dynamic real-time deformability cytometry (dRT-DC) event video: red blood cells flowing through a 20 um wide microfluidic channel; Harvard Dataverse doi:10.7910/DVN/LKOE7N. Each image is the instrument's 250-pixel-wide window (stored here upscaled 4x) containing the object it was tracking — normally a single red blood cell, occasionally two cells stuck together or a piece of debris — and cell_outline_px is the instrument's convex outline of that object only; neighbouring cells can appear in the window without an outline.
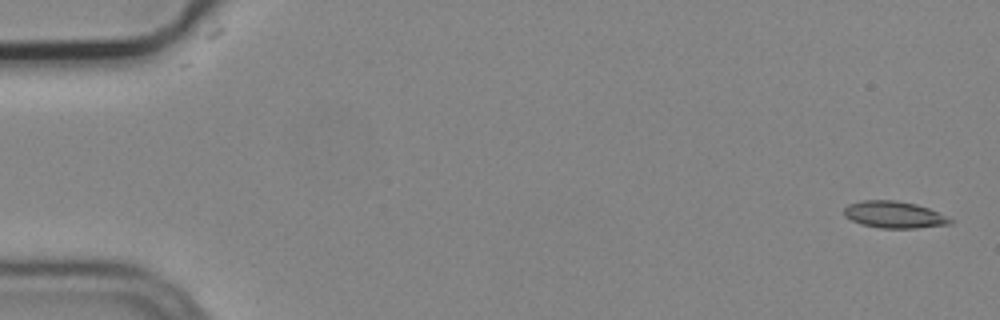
{"species": "common noctule bat (a hibernating species)", "species_latin": "Nyctalus noctula", "temperature_condition": "cold", "stored_images_in_passage": 5, "camera_frame_rate_fps": 3000, "um_per_image_px": 0.085, "animal": {"sex": "male", "body_mass_g": 19.2, "forearm_length_mm": 51.8}, "frame": {"image": 1, "passage_image": 1, "time_ms": 0.0, "image_size_px": [1000, 320], "cell_outline_px": [[956, 220], [952, 224], [916, 228], [880, 228], [860, 224], [844, 216], [844, 208], [848, 204], [860, 200], [896, 200], [916, 204], [928, 208]], "centroid_in_image_um": [76.01, 18.25], "position_along_channel_um": 9.0, "area_um2": 16.76}}
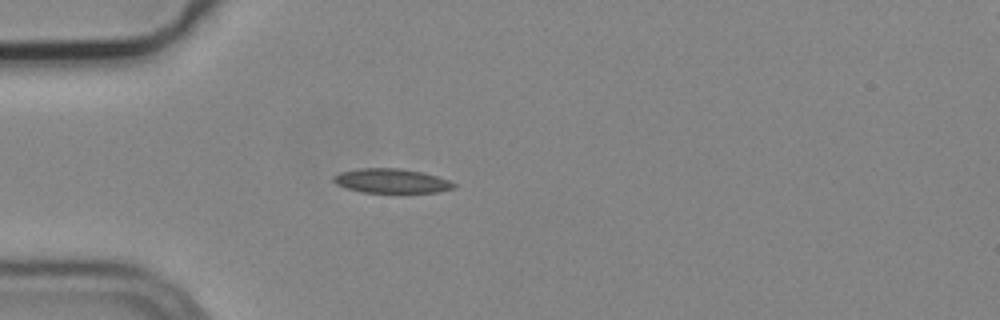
{"frame": {"image": 2, "passage_image": 5, "time_ms": 1.333, "image_size_px": [1000, 320], "cell_outline_px": [[456, 188], [436, 192], [360, 192], [336, 184], [332, 180], [332, 176], [340, 172], [356, 168], [400, 168], [420, 172], [436, 176], [448, 180], [456, 184]], "centroid_in_image_um": [33.23, 15.37], "position_along_channel_um": 51.8, "area_um2": 16.99}}